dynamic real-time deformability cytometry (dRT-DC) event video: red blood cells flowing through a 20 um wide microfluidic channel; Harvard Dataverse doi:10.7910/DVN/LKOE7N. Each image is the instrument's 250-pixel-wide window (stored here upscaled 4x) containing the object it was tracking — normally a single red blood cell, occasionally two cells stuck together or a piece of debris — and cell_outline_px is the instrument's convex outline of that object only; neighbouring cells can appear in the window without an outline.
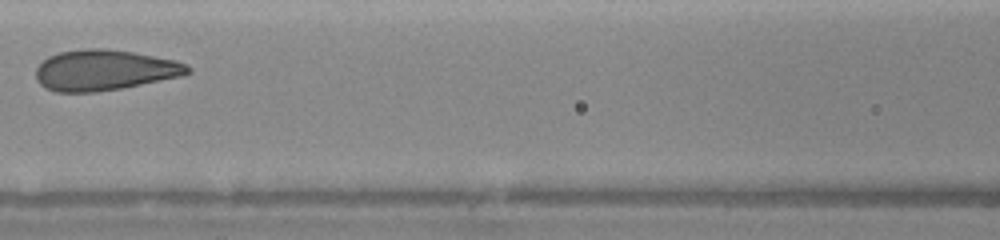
{"species": "human", "species_latin": "Homo sapiens", "temperature_condition": "warm", "stored_images_in_passage": 4, "camera_frame_rate_fps": 3000, "um_per_image_px": 0.085, "donor": {"sex": "female"}, "frame": {"image": 1, "passage_image": 4, "time_ms": 3.0, "image_size_px": [1000, 240], "cell_outline_px": [[192, 72], [180, 76], [120, 88], [96, 92], [56, 92], [40, 84], [36, 80], [36, 68], [48, 56], [60, 52], [88, 48], [104, 48], [132, 52], [176, 60], [188, 64], [192, 68]], "centroid_in_image_um": [8.88, 5.95], "position_along_channel_um": 157.7, "area_um2": 35.78}}